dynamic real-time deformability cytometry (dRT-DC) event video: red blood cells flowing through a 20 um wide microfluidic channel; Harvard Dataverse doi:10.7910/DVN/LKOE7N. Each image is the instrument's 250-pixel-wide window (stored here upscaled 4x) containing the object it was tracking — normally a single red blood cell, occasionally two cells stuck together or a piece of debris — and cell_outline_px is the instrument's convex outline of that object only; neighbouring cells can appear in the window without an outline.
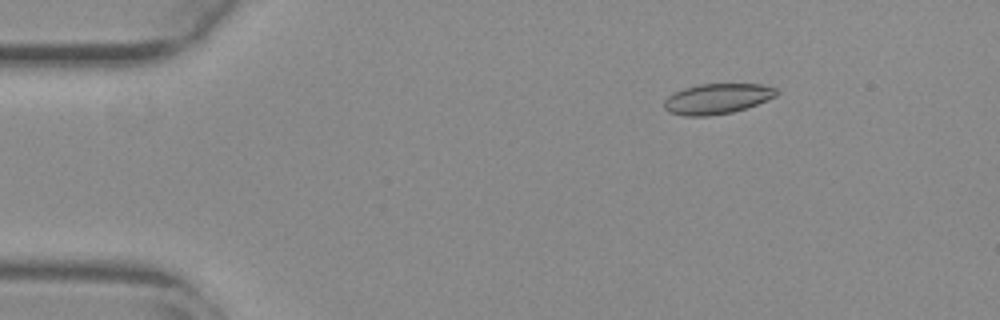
{"species": "common noctule bat (a hibernating species)", "species_latin": "Nyctalus noctula", "temperature_condition": "warm", "stored_images_in_passage": 50, "camera_frame_rate_fps": 3000, "um_per_image_px": 0.085, "animal": {"sex": "female", "body_mass_g": 29.2, "forearm_length_mm": 56.3}, "frame": {"image": 1, "passage_image": 9, "time_ms": 2.667, "image_size_px": [1000, 320], "cell_outline_px": [[776, 96], [756, 104], [732, 112], [708, 116], [684, 116], [668, 112], [664, 108], [664, 100], [668, 96], [684, 88], [700, 84], [760, 84], [776, 88]], "centroid_in_image_um": [60.91, 8.4], "position_along_channel_um": 24.1, "area_um2": 19.65}}
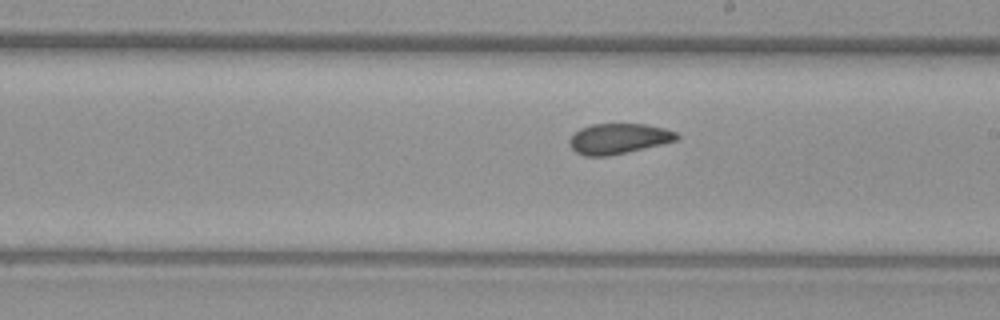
{"frame": {"image": 2, "passage_image": 32, "time_ms": 10.333, "image_size_px": [1000, 320], "cell_outline_px": [[680, 136], [676, 140], [660, 144], [608, 156], [584, 156], [576, 152], [568, 144], [568, 140], [580, 128], [592, 124], [644, 124], [664, 128], [676, 132]], "centroid_in_image_um": [52.54, 11.78], "position_along_channel_um": 236.5, "area_um2": 18.79}}
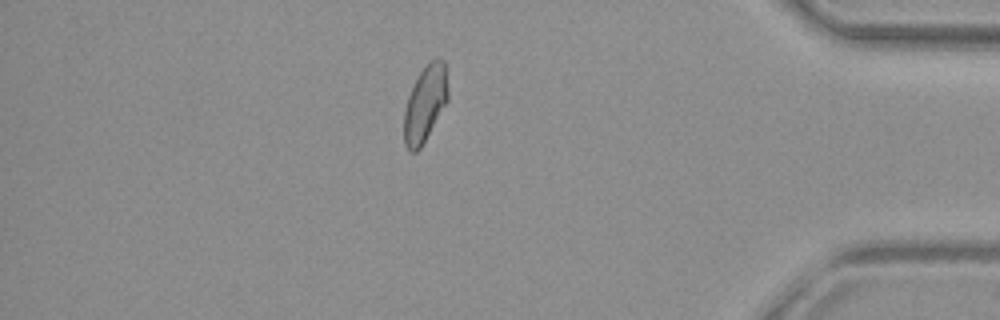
{"frame": {"image": 3, "passage_image": 48, "time_ms": 15.667, "image_size_px": [1000, 320], "cell_outline_px": [[448, 100], [420, 148], [416, 152], [412, 152], [404, 144], [404, 112], [408, 96], [420, 72], [436, 56], [440, 56], [444, 60], [448, 92]], "centroid_in_image_um": [36.14, 8.8], "position_along_channel_um": 399.1, "area_um2": 19.19}}